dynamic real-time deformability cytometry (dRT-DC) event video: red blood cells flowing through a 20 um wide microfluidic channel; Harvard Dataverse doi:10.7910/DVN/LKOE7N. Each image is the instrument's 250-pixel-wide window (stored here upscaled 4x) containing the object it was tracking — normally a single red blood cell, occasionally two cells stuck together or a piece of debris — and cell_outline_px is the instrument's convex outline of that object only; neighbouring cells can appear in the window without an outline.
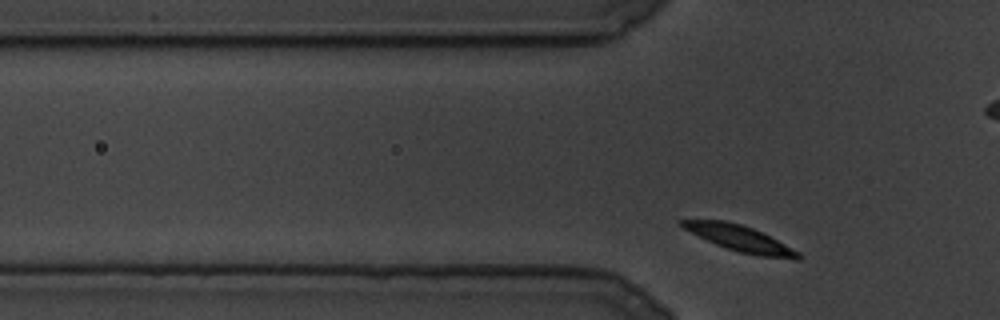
{"species": "common noctule bat (a hibernating species)", "species_latin": "Nyctalus noctula", "temperature_condition": "cold", "stored_images_in_passage": 79, "camera_frame_rate_fps": 3000, "um_per_image_px": 0.085, "animal": {"sex": "male", "body_mass_g": 19.5, "forearm_length_mm": 54.6}, "frame": {"image": 1, "passage_image": 14, "time_ms": 4.333, "image_size_px": [1000, 320], "cell_outline_px": [[800, 260], [796, 260], [760, 256], [740, 252], [716, 244], [684, 228], [680, 224], [680, 220], [724, 220], [740, 224], [752, 228], [800, 252]], "centroid_in_image_um": [62.94, 20.28], "position_along_channel_um": 62.9, "area_um2": 16.99}}
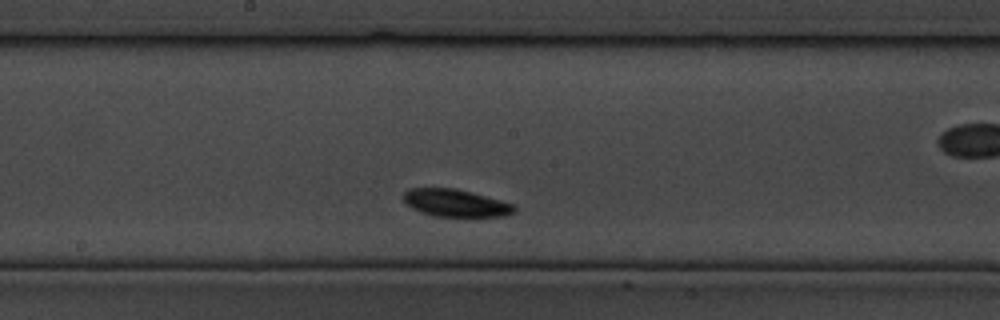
{"frame": {"image": 2, "passage_image": 41, "time_ms": 13.333, "image_size_px": [1000, 320], "cell_outline_px": [[516, 212], [504, 216], [432, 216], [412, 208], [404, 200], [404, 192], [408, 188], [456, 188], [516, 204]], "centroid_in_image_um": [38.76, 17.25], "position_along_channel_um": 209.4, "area_um2": 17.69}}
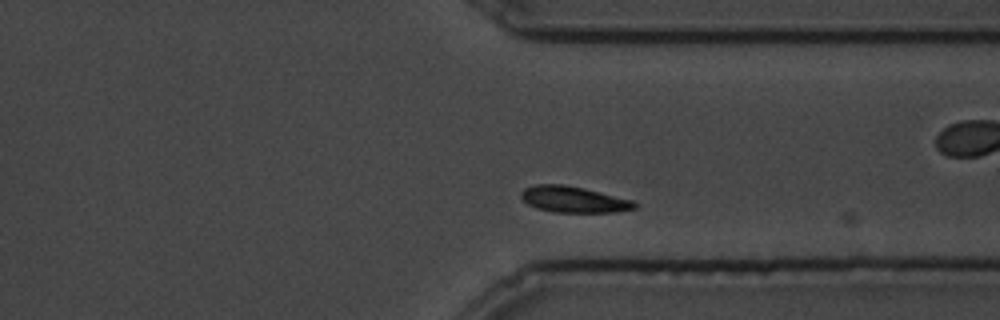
{"frame": {"image": 3, "passage_image": 68, "time_ms": 22.333, "image_size_px": [1000, 320], "cell_outline_px": [[636, 208], [616, 212], [552, 212], [536, 208], [528, 204], [520, 196], [520, 192], [524, 188], [536, 184], [564, 184], [584, 188], [632, 200], [636, 204]], "centroid_in_image_um": [48.72, 16.95], "position_along_channel_um": 362.7, "area_um2": 17.28}}